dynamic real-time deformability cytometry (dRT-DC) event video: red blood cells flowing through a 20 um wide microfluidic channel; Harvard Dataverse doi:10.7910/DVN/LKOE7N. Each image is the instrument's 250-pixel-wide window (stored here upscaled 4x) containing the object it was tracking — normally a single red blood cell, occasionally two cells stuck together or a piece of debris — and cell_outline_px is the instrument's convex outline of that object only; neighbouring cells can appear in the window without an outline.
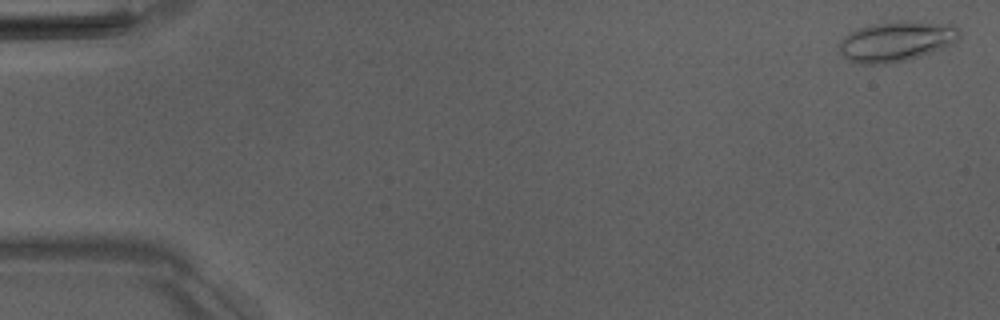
{"species": "Egyptian fruit bat (a non-hibernating species)", "species_latin": "Rousettus aegyptiacus", "temperature_condition": "room temperature", "stored_images_in_passage": 48, "camera_frame_rate_fps": 3000, "um_per_image_px": 0.085, "animal": {"sex": "male"}, "frame": {"image": 1, "passage_image": 1, "time_ms": 0.0, "image_size_px": [1000, 320], "cell_outline_px": [[960, 36], [952, 44], [932, 52], [920, 56], [904, 60], [880, 64], [860, 64], [848, 60], [840, 52], [840, 40], [844, 36], [860, 28], [876, 24], [896, 20], [908, 20], [956, 24], [960, 28]], "centroid_in_image_um": [76.24, 3.49], "position_along_channel_um": 8.8, "area_um2": 28.15}}
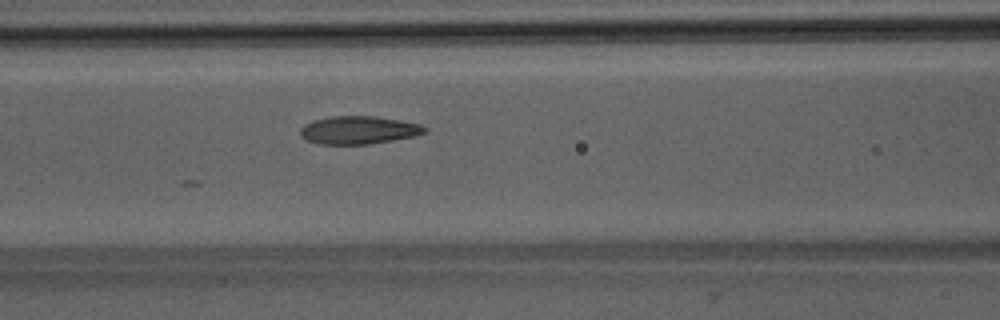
{"frame": {"image": 2, "passage_image": 22, "time_ms": 7.0, "image_size_px": [1000, 320], "cell_outline_px": [[428, 132], [416, 136], [368, 144], [320, 144], [304, 140], [300, 136], [300, 128], [304, 124], [312, 120], [332, 116], [376, 116], [400, 120], [420, 124], [428, 128]], "centroid_in_image_um": [30.48, 11.05], "position_along_channel_um": 136.1, "area_um2": 20.52}}